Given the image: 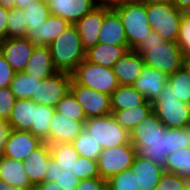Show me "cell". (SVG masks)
I'll list each match as a JSON object with an SVG mask.
<instances>
[{
  "label": "cell",
  "mask_w": 190,
  "mask_h": 190,
  "mask_svg": "<svg viewBox=\"0 0 190 190\" xmlns=\"http://www.w3.org/2000/svg\"><path fill=\"white\" fill-rule=\"evenodd\" d=\"M108 11V9L96 6L74 24L85 51L98 43L99 30Z\"/></svg>",
  "instance_id": "cell-14"
},
{
  "label": "cell",
  "mask_w": 190,
  "mask_h": 190,
  "mask_svg": "<svg viewBox=\"0 0 190 190\" xmlns=\"http://www.w3.org/2000/svg\"><path fill=\"white\" fill-rule=\"evenodd\" d=\"M164 171L175 173L183 179H190V147L171 152L163 167Z\"/></svg>",
  "instance_id": "cell-30"
},
{
  "label": "cell",
  "mask_w": 190,
  "mask_h": 190,
  "mask_svg": "<svg viewBox=\"0 0 190 190\" xmlns=\"http://www.w3.org/2000/svg\"><path fill=\"white\" fill-rule=\"evenodd\" d=\"M74 168L59 167L53 158L49 160L44 181L56 182L63 190H76L80 179L73 173Z\"/></svg>",
  "instance_id": "cell-28"
},
{
  "label": "cell",
  "mask_w": 190,
  "mask_h": 190,
  "mask_svg": "<svg viewBox=\"0 0 190 190\" xmlns=\"http://www.w3.org/2000/svg\"><path fill=\"white\" fill-rule=\"evenodd\" d=\"M55 108L35 103V126L29 132L38 137L42 142L49 144V127Z\"/></svg>",
  "instance_id": "cell-31"
},
{
  "label": "cell",
  "mask_w": 190,
  "mask_h": 190,
  "mask_svg": "<svg viewBox=\"0 0 190 190\" xmlns=\"http://www.w3.org/2000/svg\"><path fill=\"white\" fill-rule=\"evenodd\" d=\"M84 123L55 111L49 127V144L71 143L83 131Z\"/></svg>",
  "instance_id": "cell-19"
},
{
  "label": "cell",
  "mask_w": 190,
  "mask_h": 190,
  "mask_svg": "<svg viewBox=\"0 0 190 190\" xmlns=\"http://www.w3.org/2000/svg\"><path fill=\"white\" fill-rule=\"evenodd\" d=\"M32 1H36V0H13L16 8H19L22 10H24L25 7H28L30 4H32Z\"/></svg>",
  "instance_id": "cell-52"
},
{
  "label": "cell",
  "mask_w": 190,
  "mask_h": 190,
  "mask_svg": "<svg viewBox=\"0 0 190 190\" xmlns=\"http://www.w3.org/2000/svg\"><path fill=\"white\" fill-rule=\"evenodd\" d=\"M24 72L38 80L46 79L58 72L53 65L48 46L35 47Z\"/></svg>",
  "instance_id": "cell-23"
},
{
  "label": "cell",
  "mask_w": 190,
  "mask_h": 190,
  "mask_svg": "<svg viewBox=\"0 0 190 190\" xmlns=\"http://www.w3.org/2000/svg\"><path fill=\"white\" fill-rule=\"evenodd\" d=\"M9 10L0 6V41L7 38V17Z\"/></svg>",
  "instance_id": "cell-49"
},
{
  "label": "cell",
  "mask_w": 190,
  "mask_h": 190,
  "mask_svg": "<svg viewBox=\"0 0 190 190\" xmlns=\"http://www.w3.org/2000/svg\"><path fill=\"white\" fill-rule=\"evenodd\" d=\"M0 181L4 186L13 187L18 190H26L34 187L24 170L22 161L12 160L0 155Z\"/></svg>",
  "instance_id": "cell-21"
},
{
  "label": "cell",
  "mask_w": 190,
  "mask_h": 190,
  "mask_svg": "<svg viewBox=\"0 0 190 190\" xmlns=\"http://www.w3.org/2000/svg\"><path fill=\"white\" fill-rule=\"evenodd\" d=\"M55 111L63 114L67 118L85 122L87 120L83 108L77 102L76 98L69 91L56 105Z\"/></svg>",
  "instance_id": "cell-37"
},
{
  "label": "cell",
  "mask_w": 190,
  "mask_h": 190,
  "mask_svg": "<svg viewBox=\"0 0 190 190\" xmlns=\"http://www.w3.org/2000/svg\"><path fill=\"white\" fill-rule=\"evenodd\" d=\"M70 91L83 108L87 119L112 114L109 95L78 85L73 79L70 84Z\"/></svg>",
  "instance_id": "cell-11"
},
{
  "label": "cell",
  "mask_w": 190,
  "mask_h": 190,
  "mask_svg": "<svg viewBox=\"0 0 190 190\" xmlns=\"http://www.w3.org/2000/svg\"><path fill=\"white\" fill-rule=\"evenodd\" d=\"M37 83H40V80L30 77L25 72H19L15 73L10 89L16 99H32V94L36 93Z\"/></svg>",
  "instance_id": "cell-34"
},
{
  "label": "cell",
  "mask_w": 190,
  "mask_h": 190,
  "mask_svg": "<svg viewBox=\"0 0 190 190\" xmlns=\"http://www.w3.org/2000/svg\"><path fill=\"white\" fill-rule=\"evenodd\" d=\"M98 43L127 45L122 20L115 10H109L105 14L98 34Z\"/></svg>",
  "instance_id": "cell-24"
},
{
  "label": "cell",
  "mask_w": 190,
  "mask_h": 190,
  "mask_svg": "<svg viewBox=\"0 0 190 190\" xmlns=\"http://www.w3.org/2000/svg\"><path fill=\"white\" fill-rule=\"evenodd\" d=\"M106 180L100 177L81 180L76 190H101L106 185Z\"/></svg>",
  "instance_id": "cell-46"
},
{
  "label": "cell",
  "mask_w": 190,
  "mask_h": 190,
  "mask_svg": "<svg viewBox=\"0 0 190 190\" xmlns=\"http://www.w3.org/2000/svg\"><path fill=\"white\" fill-rule=\"evenodd\" d=\"M0 6L7 10H12V9L16 8L13 0H0Z\"/></svg>",
  "instance_id": "cell-53"
},
{
  "label": "cell",
  "mask_w": 190,
  "mask_h": 190,
  "mask_svg": "<svg viewBox=\"0 0 190 190\" xmlns=\"http://www.w3.org/2000/svg\"><path fill=\"white\" fill-rule=\"evenodd\" d=\"M84 127L100 143L102 149L130 143L129 132L116 122L112 114L88 118Z\"/></svg>",
  "instance_id": "cell-8"
},
{
  "label": "cell",
  "mask_w": 190,
  "mask_h": 190,
  "mask_svg": "<svg viewBox=\"0 0 190 190\" xmlns=\"http://www.w3.org/2000/svg\"><path fill=\"white\" fill-rule=\"evenodd\" d=\"M152 112V103L146 100L142 105L135 108L112 111V115L116 122L130 133L137 124L141 123Z\"/></svg>",
  "instance_id": "cell-27"
},
{
  "label": "cell",
  "mask_w": 190,
  "mask_h": 190,
  "mask_svg": "<svg viewBox=\"0 0 190 190\" xmlns=\"http://www.w3.org/2000/svg\"><path fill=\"white\" fill-rule=\"evenodd\" d=\"M167 82L168 75L166 73L145 65L140 76L133 84V87L142 94L147 101L152 102L160 96Z\"/></svg>",
  "instance_id": "cell-17"
},
{
  "label": "cell",
  "mask_w": 190,
  "mask_h": 190,
  "mask_svg": "<svg viewBox=\"0 0 190 190\" xmlns=\"http://www.w3.org/2000/svg\"><path fill=\"white\" fill-rule=\"evenodd\" d=\"M101 190H111V188L106 184Z\"/></svg>",
  "instance_id": "cell-58"
},
{
  "label": "cell",
  "mask_w": 190,
  "mask_h": 190,
  "mask_svg": "<svg viewBox=\"0 0 190 190\" xmlns=\"http://www.w3.org/2000/svg\"><path fill=\"white\" fill-rule=\"evenodd\" d=\"M172 4L183 12L190 11V0H172Z\"/></svg>",
  "instance_id": "cell-51"
},
{
  "label": "cell",
  "mask_w": 190,
  "mask_h": 190,
  "mask_svg": "<svg viewBox=\"0 0 190 190\" xmlns=\"http://www.w3.org/2000/svg\"><path fill=\"white\" fill-rule=\"evenodd\" d=\"M50 13L75 24L88 12L92 11L96 4L94 0H45Z\"/></svg>",
  "instance_id": "cell-15"
},
{
  "label": "cell",
  "mask_w": 190,
  "mask_h": 190,
  "mask_svg": "<svg viewBox=\"0 0 190 190\" xmlns=\"http://www.w3.org/2000/svg\"><path fill=\"white\" fill-rule=\"evenodd\" d=\"M135 51L142 55L146 66L168 76L182 67L184 55L177 42L165 41L156 31L146 36Z\"/></svg>",
  "instance_id": "cell-2"
},
{
  "label": "cell",
  "mask_w": 190,
  "mask_h": 190,
  "mask_svg": "<svg viewBox=\"0 0 190 190\" xmlns=\"http://www.w3.org/2000/svg\"><path fill=\"white\" fill-rule=\"evenodd\" d=\"M167 83L178 101L190 104V77L183 67L169 75Z\"/></svg>",
  "instance_id": "cell-35"
},
{
  "label": "cell",
  "mask_w": 190,
  "mask_h": 190,
  "mask_svg": "<svg viewBox=\"0 0 190 190\" xmlns=\"http://www.w3.org/2000/svg\"><path fill=\"white\" fill-rule=\"evenodd\" d=\"M111 111L135 108L146 99L133 86L120 85L110 96Z\"/></svg>",
  "instance_id": "cell-29"
},
{
  "label": "cell",
  "mask_w": 190,
  "mask_h": 190,
  "mask_svg": "<svg viewBox=\"0 0 190 190\" xmlns=\"http://www.w3.org/2000/svg\"><path fill=\"white\" fill-rule=\"evenodd\" d=\"M129 50L128 45H111L97 43L86 50L85 59L104 67L113 68L116 61Z\"/></svg>",
  "instance_id": "cell-25"
},
{
  "label": "cell",
  "mask_w": 190,
  "mask_h": 190,
  "mask_svg": "<svg viewBox=\"0 0 190 190\" xmlns=\"http://www.w3.org/2000/svg\"><path fill=\"white\" fill-rule=\"evenodd\" d=\"M37 190H63L56 182L44 181L34 186Z\"/></svg>",
  "instance_id": "cell-50"
},
{
  "label": "cell",
  "mask_w": 190,
  "mask_h": 190,
  "mask_svg": "<svg viewBox=\"0 0 190 190\" xmlns=\"http://www.w3.org/2000/svg\"><path fill=\"white\" fill-rule=\"evenodd\" d=\"M71 81L72 74L58 71L37 83L36 93L32 94V100L39 105L55 108L57 103L70 91Z\"/></svg>",
  "instance_id": "cell-10"
},
{
  "label": "cell",
  "mask_w": 190,
  "mask_h": 190,
  "mask_svg": "<svg viewBox=\"0 0 190 190\" xmlns=\"http://www.w3.org/2000/svg\"><path fill=\"white\" fill-rule=\"evenodd\" d=\"M131 169L137 176L140 190H154L159 183L160 176L164 172L161 165L138 155L135 156Z\"/></svg>",
  "instance_id": "cell-22"
},
{
  "label": "cell",
  "mask_w": 190,
  "mask_h": 190,
  "mask_svg": "<svg viewBox=\"0 0 190 190\" xmlns=\"http://www.w3.org/2000/svg\"><path fill=\"white\" fill-rule=\"evenodd\" d=\"M130 134V142L139 157L147 158L164 167L167 156L171 153L169 128H165L153 111Z\"/></svg>",
  "instance_id": "cell-1"
},
{
  "label": "cell",
  "mask_w": 190,
  "mask_h": 190,
  "mask_svg": "<svg viewBox=\"0 0 190 190\" xmlns=\"http://www.w3.org/2000/svg\"><path fill=\"white\" fill-rule=\"evenodd\" d=\"M23 12L27 27H39L51 14L45 0L32 1V4L25 7Z\"/></svg>",
  "instance_id": "cell-36"
},
{
  "label": "cell",
  "mask_w": 190,
  "mask_h": 190,
  "mask_svg": "<svg viewBox=\"0 0 190 190\" xmlns=\"http://www.w3.org/2000/svg\"><path fill=\"white\" fill-rule=\"evenodd\" d=\"M0 190H18V189H15V188L9 187V186H4V183L2 181H0Z\"/></svg>",
  "instance_id": "cell-56"
},
{
  "label": "cell",
  "mask_w": 190,
  "mask_h": 190,
  "mask_svg": "<svg viewBox=\"0 0 190 190\" xmlns=\"http://www.w3.org/2000/svg\"><path fill=\"white\" fill-rule=\"evenodd\" d=\"M11 130L12 129L7 123V121L0 120V155H2L4 152L5 144Z\"/></svg>",
  "instance_id": "cell-48"
},
{
  "label": "cell",
  "mask_w": 190,
  "mask_h": 190,
  "mask_svg": "<svg viewBox=\"0 0 190 190\" xmlns=\"http://www.w3.org/2000/svg\"><path fill=\"white\" fill-rule=\"evenodd\" d=\"M177 44L184 57L190 56V13L184 12L180 22Z\"/></svg>",
  "instance_id": "cell-43"
},
{
  "label": "cell",
  "mask_w": 190,
  "mask_h": 190,
  "mask_svg": "<svg viewBox=\"0 0 190 190\" xmlns=\"http://www.w3.org/2000/svg\"><path fill=\"white\" fill-rule=\"evenodd\" d=\"M72 79L78 85L89 87L109 96L120 86L113 68L94 64L86 59L72 73Z\"/></svg>",
  "instance_id": "cell-6"
},
{
  "label": "cell",
  "mask_w": 190,
  "mask_h": 190,
  "mask_svg": "<svg viewBox=\"0 0 190 190\" xmlns=\"http://www.w3.org/2000/svg\"><path fill=\"white\" fill-rule=\"evenodd\" d=\"M71 24L50 14L39 27H27V38L36 46H49Z\"/></svg>",
  "instance_id": "cell-16"
},
{
  "label": "cell",
  "mask_w": 190,
  "mask_h": 190,
  "mask_svg": "<svg viewBox=\"0 0 190 190\" xmlns=\"http://www.w3.org/2000/svg\"><path fill=\"white\" fill-rule=\"evenodd\" d=\"M54 67L59 72L72 74L85 59V50L74 24L68 26L48 46Z\"/></svg>",
  "instance_id": "cell-3"
},
{
  "label": "cell",
  "mask_w": 190,
  "mask_h": 190,
  "mask_svg": "<svg viewBox=\"0 0 190 190\" xmlns=\"http://www.w3.org/2000/svg\"><path fill=\"white\" fill-rule=\"evenodd\" d=\"M35 47L27 37L6 38L0 41V52L16 73L25 71Z\"/></svg>",
  "instance_id": "cell-12"
},
{
  "label": "cell",
  "mask_w": 190,
  "mask_h": 190,
  "mask_svg": "<svg viewBox=\"0 0 190 190\" xmlns=\"http://www.w3.org/2000/svg\"><path fill=\"white\" fill-rule=\"evenodd\" d=\"M26 190H37L35 187H32L30 189H26Z\"/></svg>",
  "instance_id": "cell-59"
},
{
  "label": "cell",
  "mask_w": 190,
  "mask_h": 190,
  "mask_svg": "<svg viewBox=\"0 0 190 190\" xmlns=\"http://www.w3.org/2000/svg\"><path fill=\"white\" fill-rule=\"evenodd\" d=\"M27 36V26L22 9L9 10L7 17V38H18Z\"/></svg>",
  "instance_id": "cell-38"
},
{
  "label": "cell",
  "mask_w": 190,
  "mask_h": 190,
  "mask_svg": "<svg viewBox=\"0 0 190 190\" xmlns=\"http://www.w3.org/2000/svg\"><path fill=\"white\" fill-rule=\"evenodd\" d=\"M43 142L29 131L11 130L2 156L24 161Z\"/></svg>",
  "instance_id": "cell-13"
},
{
  "label": "cell",
  "mask_w": 190,
  "mask_h": 190,
  "mask_svg": "<svg viewBox=\"0 0 190 190\" xmlns=\"http://www.w3.org/2000/svg\"><path fill=\"white\" fill-rule=\"evenodd\" d=\"M152 108L165 128H184L190 125V104L178 101L167 83Z\"/></svg>",
  "instance_id": "cell-4"
},
{
  "label": "cell",
  "mask_w": 190,
  "mask_h": 190,
  "mask_svg": "<svg viewBox=\"0 0 190 190\" xmlns=\"http://www.w3.org/2000/svg\"><path fill=\"white\" fill-rule=\"evenodd\" d=\"M115 11L122 20L129 49L135 50L152 32L147 19L146 4L137 0Z\"/></svg>",
  "instance_id": "cell-5"
},
{
  "label": "cell",
  "mask_w": 190,
  "mask_h": 190,
  "mask_svg": "<svg viewBox=\"0 0 190 190\" xmlns=\"http://www.w3.org/2000/svg\"><path fill=\"white\" fill-rule=\"evenodd\" d=\"M182 67L185 69V71L188 73L190 77V56L184 57Z\"/></svg>",
  "instance_id": "cell-55"
},
{
  "label": "cell",
  "mask_w": 190,
  "mask_h": 190,
  "mask_svg": "<svg viewBox=\"0 0 190 190\" xmlns=\"http://www.w3.org/2000/svg\"><path fill=\"white\" fill-rule=\"evenodd\" d=\"M146 13L152 31L159 33L165 41L177 42L183 11L172 3L146 4Z\"/></svg>",
  "instance_id": "cell-7"
},
{
  "label": "cell",
  "mask_w": 190,
  "mask_h": 190,
  "mask_svg": "<svg viewBox=\"0 0 190 190\" xmlns=\"http://www.w3.org/2000/svg\"><path fill=\"white\" fill-rule=\"evenodd\" d=\"M12 130L30 131L35 126V102L32 99H16L7 121Z\"/></svg>",
  "instance_id": "cell-26"
},
{
  "label": "cell",
  "mask_w": 190,
  "mask_h": 190,
  "mask_svg": "<svg viewBox=\"0 0 190 190\" xmlns=\"http://www.w3.org/2000/svg\"><path fill=\"white\" fill-rule=\"evenodd\" d=\"M73 173L80 180L100 177L98 172L97 160H91L81 156H79L76 160L75 172Z\"/></svg>",
  "instance_id": "cell-41"
},
{
  "label": "cell",
  "mask_w": 190,
  "mask_h": 190,
  "mask_svg": "<svg viewBox=\"0 0 190 190\" xmlns=\"http://www.w3.org/2000/svg\"><path fill=\"white\" fill-rule=\"evenodd\" d=\"M186 190H190V179L187 180V187Z\"/></svg>",
  "instance_id": "cell-57"
},
{
  "label": "cell",
  "mask_w": 190,
  "mask_h": 190,
  "mask_svg": "<svg viewBox=\"0 0 190 190\" xmlns=\"http://www.w3.org/2000/svg\"><path fill=\"white\" fill-rule=\"evenodd\" d=\"M15 71L5 60V57L0 52V88L10 87V84L14 78Z\"/></svg>",
  "instance_id": "cell-45"
},
{
  "label": "cell",
  "mask_w": 190,
  "mask_h": 190,
  "mask_svg": "<svg viewBox=\"0 0 190 190\" xmlns=\"http://www.w3.org/2000/svg\"><path fill=\"white\" fill-rule=\"evenodd\" d=\"M106 183L111 190H140L137 176L131 168L110 177Z\"/></svg>",
  "instance_id": "cell-39"
},
{
  "label": "cell",
  "mask_w": 190,
  "mask_h": 190,
  "mask_svg": "<svg viewBox=\"0 0 190 190\" xmlns=\"http://www.w3.org/2000/svg\"><path fill=\"white\" fill-rule=\"evenodd\" d=\"M145 4H169L172 0H138Z\"/></svg>",
  "instance_id": "cell-54"
},
{
  "label": "cell",
  "mask_w": 190,
  "mask_h": 190,
  "mask_svg": "<svg viewBox=\"0 0 190 190\" xmlns=\"http://www.w3.org/2000/svg\"><path fill=\"white\" fill-rule=\"evenodd\" d=\"M144 66L145 63L142 55L135 50L129 49L116 61L113 71L118 79L119 85L133 86Z\"/></svg>",
  "instance_id": "cell-18"
},
{
  "label": "cell",
  "mask_w": 190,
  "mask_h": 190,
  "mask_svg": "<svg viewBox=\"0 0 190 190\" xmlns=\"http://www.w3.org/2000/svg\"><path fill=\"white\" fill-rule=\"evenodd\" d=\"M171 152L190 147V125L184 128H169Z\"/></svg>",
  "instance_id": "cell-40"
},
{
  "label": "cell",
  "mask_w": 190,
  "mask_h": 190,
  "mask_svg": "<svg viewBox=\"0 0 190 190\" xmlns=\"http://www.w3.org/2000/svg\"><path fill=\"white\" fill-rule=\"evenodd\" d=\"M81 157L97 160L102 152L100 143L92 137L90 131L83 127V131L71 142Z\"/></svg>",
  "instance_id": "cell-32"
},
{
  "label": "cell",
  "mask_w": 190,
  "mask_h": 190,
  "mask_svg": "<svg viewBox=\"0 0 190 190\" xmlns=\"http://www.w3.org/2000/svg\"><path fill=\"white\" fill-rule=\"evenodd\" d=\"M49 144L43 142L22 161L30 183L35 186L44 182L45 172L51 159Z\"/></svg>",
  "instance_id": "cell-20"
},
{
  "label": "cell",
  "mask_w": 190,
  "mask_h": 190,
  "mask_svg": "<svg viewBox=\"0 0 190 190\" xmlns=\"http://www.w3.org/2000/svg\"><path fill=\"white\" fill-rule=\"evenodd\" d=\"M187 180L181 176L164 171L160 176L159 183L154 190H186Z\"/></svg>",
  "instance_id": "cell-42"
},
{
  "label": "cell",
  "mask_w": 190,
  "mask_h": 190,
  "mask_svg": "<svg viewBox=\"0 0 190 190\" xmlns=\"http://www.w3.org/2000/svg\"><path fill=\"white\" fill-rule=\"evenodd\" d=\"M135 1L137 0H94L96 6L103 7L108 10H116Z\"/></svg>",
  "instance_id": "cell-47"
},
{
  "label": "cell",
  "mask_w": 190,
  "mask_h": 190,
  "mask_svg": "<svg viewBox=\"0 0 190 190\" xmlns=\"http://www.w3.org/2000/svg\"><path fill=\"white\" fill-rule=\"evenodd\" d=\"M51 157L59 164V167L74 168L76 167V160L80 156L75 150L72 143H54L49 144Z\"/></svg>",
  "instance_id": "cell-33"
},
{
  "label": "cell",
  "mask_w": 190,
  "mask_h": 190,
  "mask_svg": "<svg viewBox=\"0 0 190 190\" xmlns=\"http://www.w3.org/2000/svg\"><path fill=\"white\" fill-rule=\"evenodd\" d=\"M15 101L16 97L10 87L0 88V120H9Z\"/></svg>",
  "instance_id": "cell-44"
},
{
  "label": "cell",
  "mask_w": 190,
  "mask_h": 190,
  "mask_svg": "<svg viewBox=\"0 0 190 190\" xmlns=\"http://www.w3.org/2000/svg\"><path fill=\"white\" fill-rule=\"evenodd\" d=\"M136 155V149L131 142L114 148L102 149L97 159L100 178L108 180L131 168Z\"/></svg>",
  "instance_id": "cell-9"
}]
</instances>
